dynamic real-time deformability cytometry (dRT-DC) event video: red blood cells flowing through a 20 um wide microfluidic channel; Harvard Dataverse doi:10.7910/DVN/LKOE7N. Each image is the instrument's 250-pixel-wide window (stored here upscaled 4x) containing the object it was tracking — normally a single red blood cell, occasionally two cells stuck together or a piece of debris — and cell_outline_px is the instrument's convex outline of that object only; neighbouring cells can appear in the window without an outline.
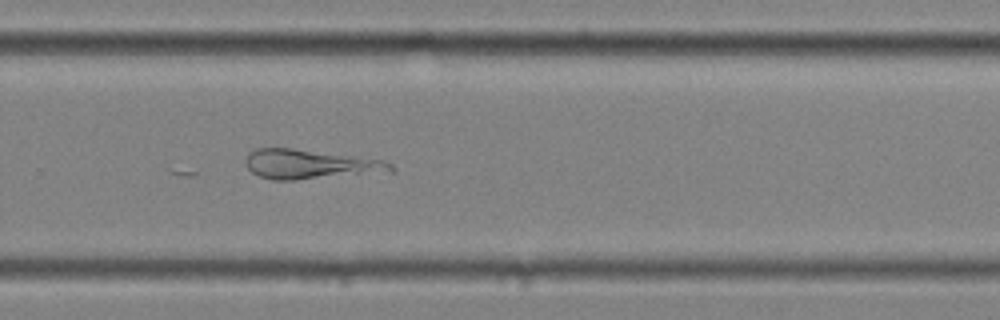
{"species": "common noctule bat (a hibernating species)", "species_latin": "Nyctalus noctula", "temperature_condition": "cold", "stored_images_in_passage": 8, "camera_frame_rate_fps": 3000, "um_per_image_px": 0.085, "animal": {"sex": "female", "body_mass_g": 25.1}, "frame": {"image": 1, "passage_image": 8, "time_ms": 2.333, "image_size_px": [1000, 320], "cell_outline_px": [[396, 168], [392, 172], [296, 180], [272, 180], [256, 176], [244, 164], [244, 160], [248, 152], [256, 148], [292, 148], [384, 160], [392, 164]], "centroid_in_image_um": [26.33, 13.98], "position_along_channel_um": 303.5, "area_um2": 25.32}}